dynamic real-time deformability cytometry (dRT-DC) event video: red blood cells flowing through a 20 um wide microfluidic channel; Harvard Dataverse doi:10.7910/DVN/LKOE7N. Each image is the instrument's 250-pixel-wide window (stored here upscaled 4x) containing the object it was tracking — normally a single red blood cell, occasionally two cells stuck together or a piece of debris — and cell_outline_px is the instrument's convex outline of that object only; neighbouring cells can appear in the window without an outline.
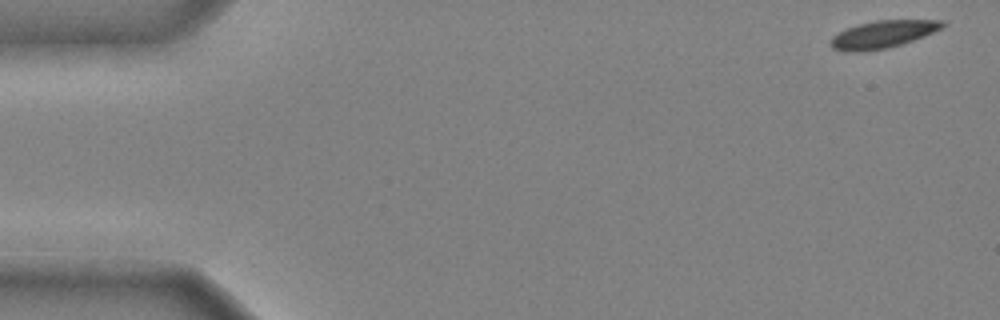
{"species": "common noctule bat (a hibernating species)", "species_latin": "Nyctalus noctula", "temperature_condition": "cold", "stored_images_in_passage": 43, "camera_frame_rate_fps": 3000, "um_per_image_px": 0.085, "animal": {"sex": "male", "body_mass_g": 20.4}, "frame": {"image": 1, "passage_image": 1, "time_ms": 0.0, "image_size_px": [1000, 320], "cell_outline_px": [[948, 24], [924, 36], [900, 44], [884, 48], [860, 52], [844, 52], [832, 48], [828, 44], [828, 40], [832, 36], [848, 28], [860, 24], [876, 20], [944, 20]], "centroid_in_image_um": [74.99, 2.92], "position_along_channel_um": 10.0, "area_um2": 17.74}}
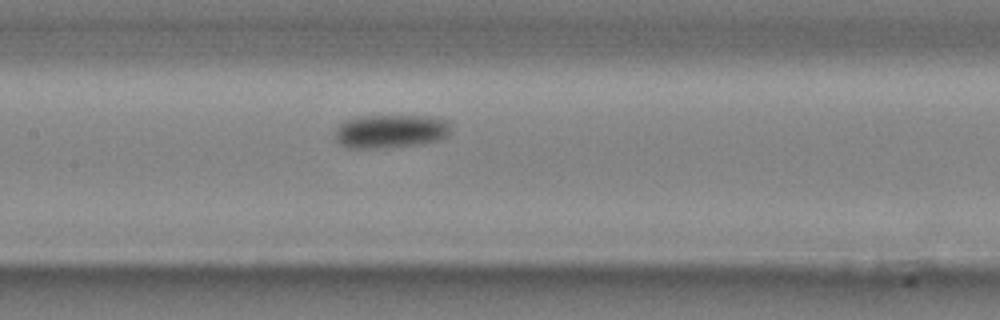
{"frame": {"image": 2, "passage_image": 23, "time_ms": 7.333, "image_size_px": [1000, 320], "cell_outline_px": [[448, 136], [440, 140], [416, 144], [384, 148], [348, 148], [340, 144], [336, 140], [336, 128], [344, 120], [356, 116], [428, 116], [448, 120]], "centroid_in_image_um": [33.16, 11.15], "position_along_channel_um": 174.2, "area_um2": 22.6}}
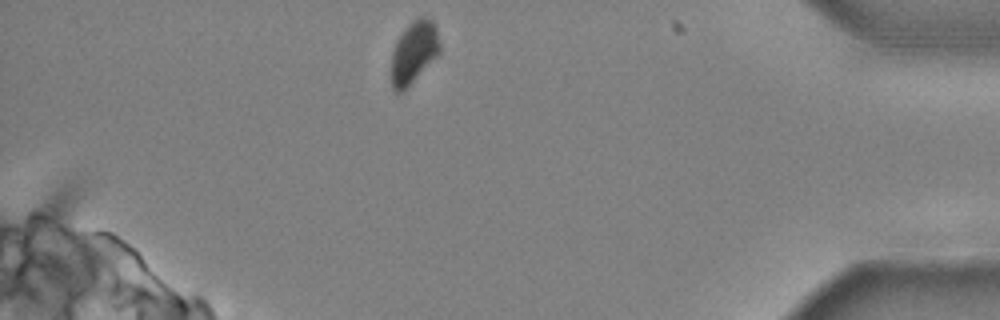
{"frame": {"image": 3, "passage_image": 43, "time_ms": 14.0, "image_size_px": [1000, 320], "cell_outline_px": [[440, 52], [400, 92], [396, 92], [392, 88], [392, 52], [396, 40], [408, 24], [412, 20], [420, 16], [424, 16], [432, 20], [436, 24], [440, 44]], "centroid_in_image_um": [35.18, 4.35], "position_along_channel_um": 400.0, "area_um2": 17.17}, "authors_computed_cell_mechanics": {"area_um2": 20.808, "velocity_mm_per_s": 3.946, "shape_relaxation_time_tau1_ms": 3.3982, "shape_relaxation_time_tau2_ms": null, "deformation_change_tau1": 0.1022, "deformation_change_tau2": null}}